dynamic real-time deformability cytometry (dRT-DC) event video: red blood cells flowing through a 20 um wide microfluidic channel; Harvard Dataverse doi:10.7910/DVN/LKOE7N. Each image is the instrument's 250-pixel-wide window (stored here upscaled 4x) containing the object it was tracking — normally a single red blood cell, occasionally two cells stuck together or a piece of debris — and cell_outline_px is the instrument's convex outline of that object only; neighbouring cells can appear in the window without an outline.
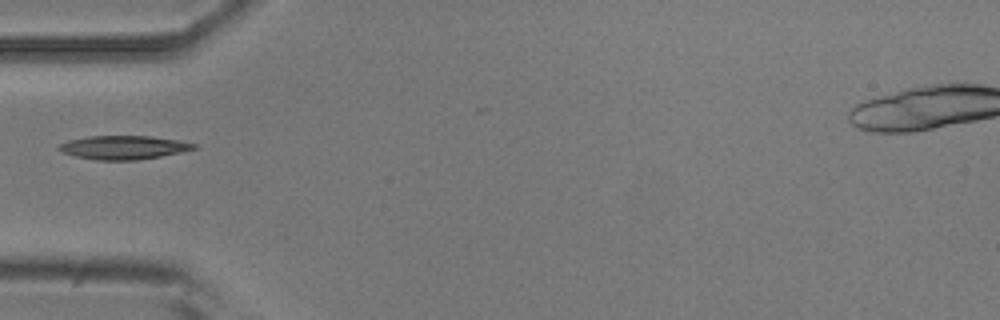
{"species": "common noctule bat (a hibernating species)", "species_latin": "Nyctalus noctula", "temperature_condition": "room temperature", "stored_images_in_passage": 6, "camera_frame_rate_fps": 3000, "um_per_image_px": 0.085, "animal": {"sex": "male", "body_mass_g": 20.5, "forearm_length_mm": 52.5}, "frame": {"image": 1, "passage_image": 5, "time_ms": 5.333, "image_size_px": [1000, 320], "cell_outline_px": [[196, 148], [180, 152], [160, 156], [136, 160], [96, 160], [76, 156], [60, 152], [56, 148], [60, 144], [68, 140], [88, 136], [152, 136], [180, 140], [196, 144]], "centroid_in_image_um": [10.47, 12.53], "position_along_channel_um": 74.5, "area_um2": 18.61}}
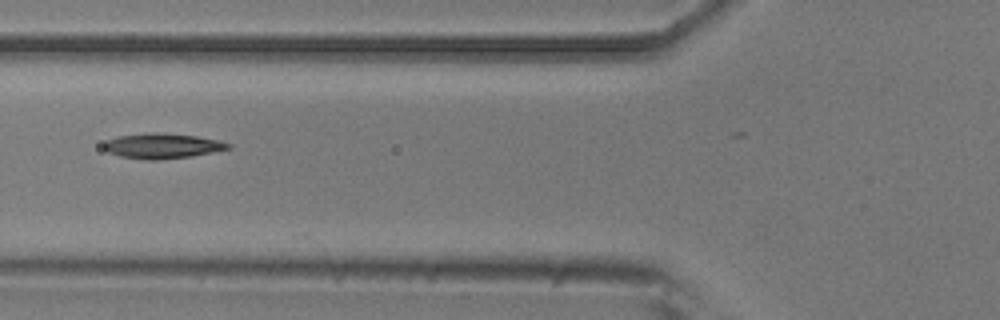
{"frame": {"image": 2, "passage_image": 6, "time_ms": 6.333, "image_size_px": [1000, 320], "cell_outline_px": [[232, 148], [192, 156], [156, 160], [148, 160], [120, 156], [108, 152], [104, 148], [104, 140], [116, 136], [156, 132], [196, 136], [220, 140], [232, 144]], "centroid_in_image_um": [13.8, 12.4], "position_along_channel_um": 112.0, "area_um2": 18.26}}